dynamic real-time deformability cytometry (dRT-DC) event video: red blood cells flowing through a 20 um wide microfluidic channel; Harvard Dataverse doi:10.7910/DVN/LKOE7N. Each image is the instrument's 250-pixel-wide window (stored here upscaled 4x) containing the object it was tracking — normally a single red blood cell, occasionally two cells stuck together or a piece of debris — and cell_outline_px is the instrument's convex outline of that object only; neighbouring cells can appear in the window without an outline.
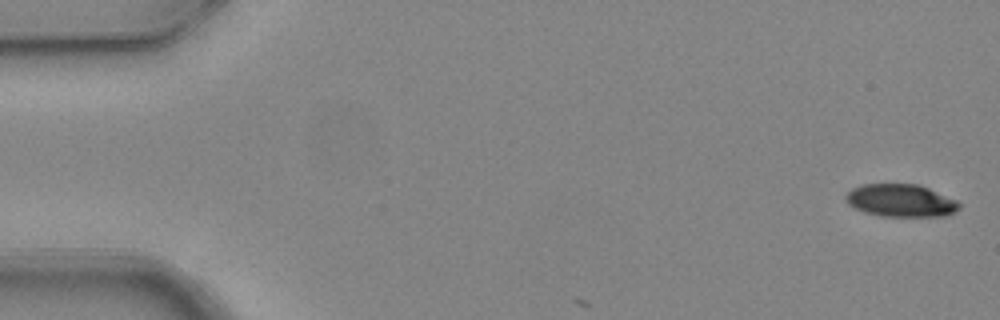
{"species": "common noctule bat (a hibernating species)", "species_latin": "Nyctalus noctula", "temperature_condition": "warm", "stored_images_in_passage": 3, "camera_frame_rate_fps": 3000, "um_per_image_px": 0.085, "animal": {"sex": "female", "body_mass_g": 24.6, "forearm_length_mm": 56.2}, "frame": {"image": 1, "passage_image": 1, "time_ms": 0.0, "image_size_px": [1000, 320], "cell_outline_px": [[960, 208], [948, 216], [880, 216], [864, 212], [848, 204], [844, 200], [844, 196], [852, 188], [860, 184], [916, 184], [928, 188], [956, 200], [960, 204]], "centroid_in_image_um": [76.54, 17.05], "position_along_channel_um": 8.5, "area_um2": 21.62}}